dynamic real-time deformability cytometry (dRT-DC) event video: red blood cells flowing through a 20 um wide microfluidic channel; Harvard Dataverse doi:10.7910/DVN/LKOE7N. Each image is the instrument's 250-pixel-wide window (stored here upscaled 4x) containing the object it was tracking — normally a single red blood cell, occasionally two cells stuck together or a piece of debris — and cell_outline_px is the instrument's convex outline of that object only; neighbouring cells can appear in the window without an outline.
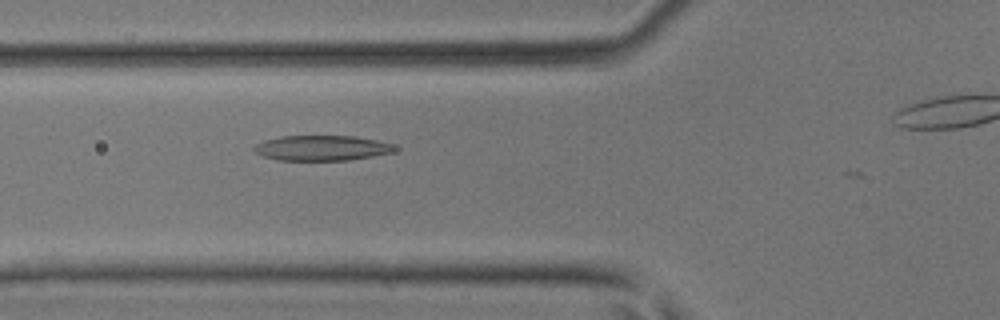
{"species": "common noctule bat (a hibernating species)", "species_latin": "Nyctalus noctula", "temperature_condition": "room temperature", "stored_images_in_passage": 13, "camera_frame_rate_fps": 3000, "um_per_image_px": 0.085, "animal": {"sex": "male", "body_mass_g": 17.9, "forearm_length_mm": 54.2}, "frame": {"image": 1, "passage_image": 4, "time_ms": 1.0, "image_size_px": [1000, 320], "cell_outline_px": [[396, 148], [392, 152], [372, 156], [348, 160], [276, 160], [264, 156], [256, 152], [252, 148], [256, 144], [264, 140], [280, 136], [356, 136], [380, 140], [392, 144]], "centroid_in_image_um": [27.35, 12.57], "position_along_channel_um": 98.5, "area_um2": 20.63}}
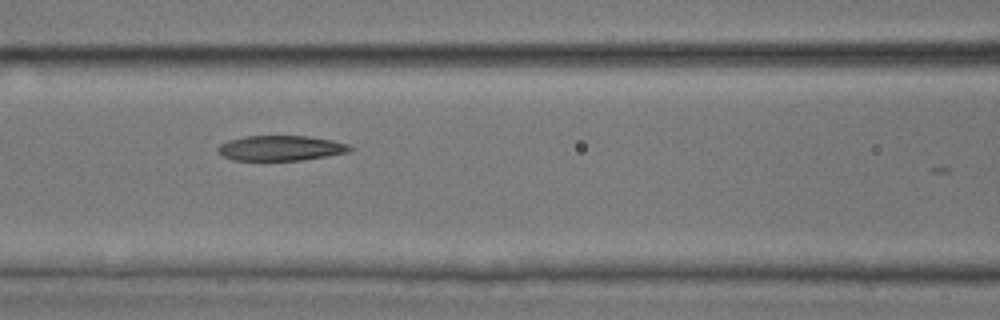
{"frame": {"image": 2, "passage_image": 7, "time_ms": 2.0, "image_size_px": [1000, 320], "cell_outline_px": [[356, 148], [348, 152], [328, 156], [300, 160], [232, 160], [216, 152], [216, 148], [220, 144], [228, 140], [244, 136], [304, 136], [332, 140], [348, 144]], "centroid_in_image_um": [23.85, 12.59], "position_along_channel_um": 142.8, "area_um2": 19.42}}
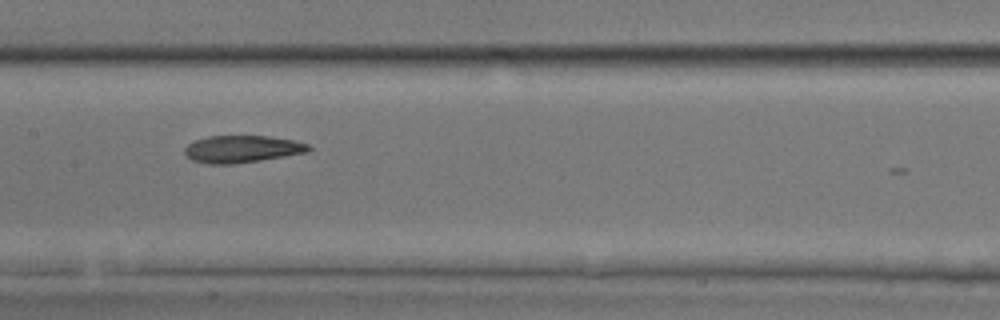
{"frame": {"image": 3, "passage_image": 10, "time_ms": 3.0, "image_size_px": [1000, 320], "cell_outline_px": [[312, 148], [308, 152], [260, 160], [232, 164], [208, 164], [192, 160], [184, 152], [184, 148], [188, 144], [196, 140], [208, 136], [268, 136], [292, 140], [308, 144]], "centroid_in_image_um": [20.56, 12.67], "position_along_channel_um": 186.8, "area_um2": 19.48}}